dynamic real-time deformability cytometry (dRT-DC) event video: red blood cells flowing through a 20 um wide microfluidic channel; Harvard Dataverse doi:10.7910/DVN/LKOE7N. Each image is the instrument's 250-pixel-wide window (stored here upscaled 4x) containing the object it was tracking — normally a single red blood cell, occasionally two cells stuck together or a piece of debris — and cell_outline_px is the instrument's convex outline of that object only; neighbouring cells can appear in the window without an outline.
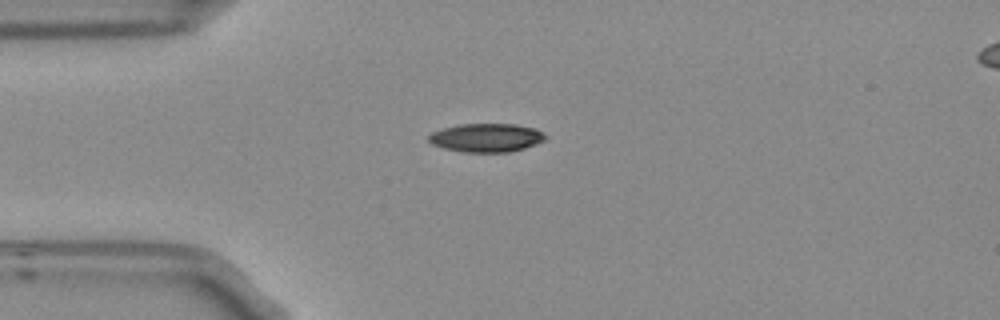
{"species": "Egyptian fruit bat (a non-hibernating species)", "species_latin": "Rousettus aegyptiacus", "temperature_condition": "room temperature", "stored_images_in_passage": 3, "camera_frame_rate_fps": 3000, "um_per_image_px": 0.085, "frame": {"image": 1, "passage_image": 1, "time_ms": 0.0, "image_size_px": [1000, 320], "cell_outline_px": [[548, 136], [544, 140], [536, 144], [524, 148], [508, 152], [464, 152], [444, 148], [432, 144], [428, 140], [428, 136], [432, 132], [444, 128], [460, 124], [516, 124], [536, 128], [544, 132]], "centroid_in_image_um": [41.38, 11.7], "position_along_channel_um": 43.6, "area_um2": 19.48}}
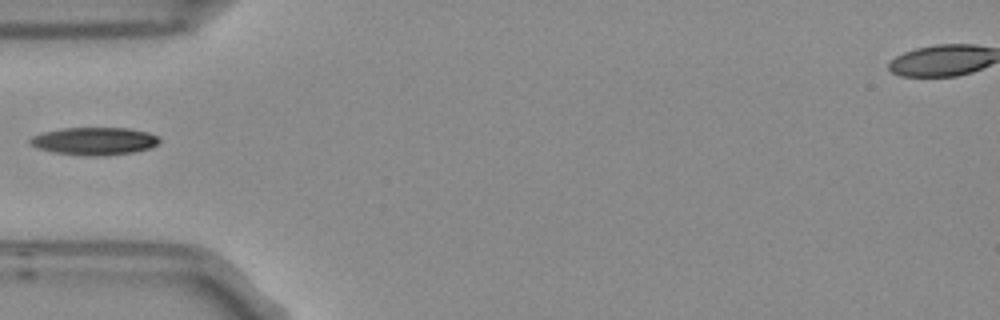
{"frame": {"image": 2, "passage_image": 2, "time_ms": 0.333, "image_size_px": [1000, 320], "cell_outline_px": [[160, 140], [156, 144], [148, 148], [132, 152], [108, 156], [88, 156], [52, 152], [36, 148], [28, 144], [28, 140], [32, 136], [44, 132], [64, 128], [128, 128], [148, 132], [156, 136]], "centroid_in_image_um": [7.96, 12.0], "position_along_channel_um": 77.0, "area_um2": 20.87}}